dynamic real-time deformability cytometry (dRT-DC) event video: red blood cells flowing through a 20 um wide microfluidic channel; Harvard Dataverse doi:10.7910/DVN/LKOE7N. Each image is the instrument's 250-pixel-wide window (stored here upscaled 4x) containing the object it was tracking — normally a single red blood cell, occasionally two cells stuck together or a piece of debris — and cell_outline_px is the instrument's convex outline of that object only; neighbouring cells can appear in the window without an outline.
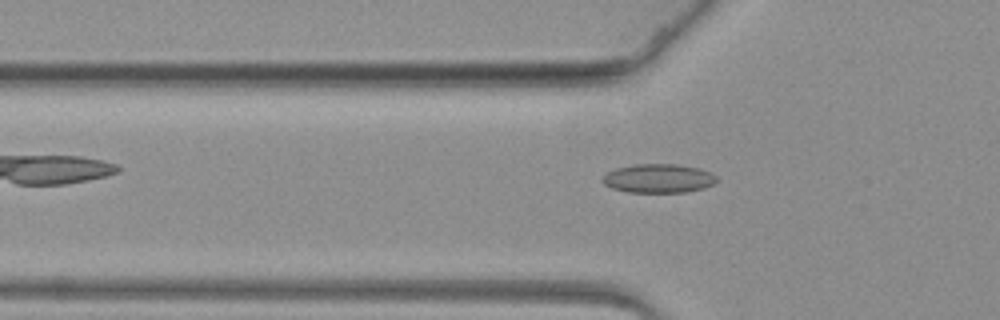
{"species": "common noctule bat (a hibernating species)", "species_latin": "Nyctalus noctula", "temperature_condition": "warm", "stored_images_in_passage": 47, "camera_frame_rate_fps": 3000, "um_per_image_px": 0.085, "animal": {"sex": "female", "body_mass_g": 19.3, "forearm_length_mm": 54.1}, "frame": {"image": 1, "passage_image": 15, "time_ms": 4.667, "image_size_px": [1000, 320], "cell_outline_px": [[716, 180], [712, 184], [704, 188], [688, 192], [628, 192], [612, 188], [604, 184], [600, 180], [608, 172], [616, 168], [632, 164], [676, 164], [700, 168], [712, 172], [716, 176]], "centroid_in_image_um": [55.97, 15.16], "position_along_channel_um": 69.8, "area_um2": 19.31}}
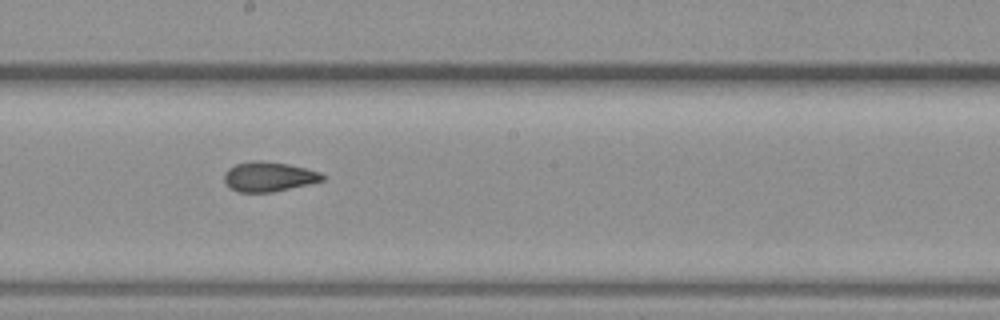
{"frame": {"image": 2, "passage_image": 29, "time_ms": 9.333, "image_size_px": [1000, 320], "cell_outline_px": [[324, 180], [308, 184], [272, 192], [240, 192], [228, 188], [224, 180], [224, 172], [228, 168], [236, 164], [252, 160], [260, 160], [288, 164], [320, 172], [324, 176]], "centroid_in_image_um": [22.79, 15.01], "position_along_channel_um": 225.4, "area_um2": 16.99}}
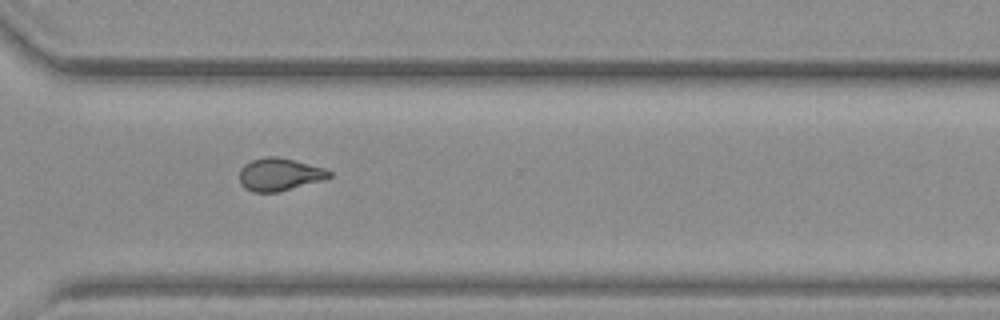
{"frame": {"image": 3, "passage_image": 40, "time_ms": 13.0, "image_size_px": [1000, 320], "cell_outline_px": [[332, 176], [324, 180], [276, 192], [252, 192], [244, 188], [240, 184], [240, 168], [244, 164], [252, 160], [264, 156], [276, 156], [324, 168], [332, 172]], "centroid_in_image_um": [23.73, 14.83], "position_along_channel_um": 346.9, "area_um2": 17.05}}